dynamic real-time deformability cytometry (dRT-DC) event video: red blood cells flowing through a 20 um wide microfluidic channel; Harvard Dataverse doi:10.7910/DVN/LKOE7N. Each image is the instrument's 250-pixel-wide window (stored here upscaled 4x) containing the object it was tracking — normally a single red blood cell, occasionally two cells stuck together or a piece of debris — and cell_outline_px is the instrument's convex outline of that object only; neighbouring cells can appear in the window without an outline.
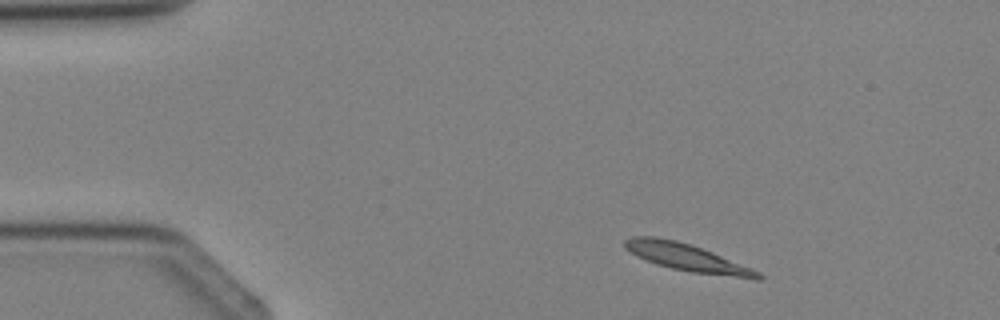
{"species": "Egyptian fruit bat (a non-hibernating species)", "species_latin": "Rousettus aegyptiacus", "temperature_condition": "cold", "stored_images_in_passage": 2, "camera_frame_rate_fps": 3000, "um_per_image_px": 0.085, "animal": {"sex": "female"}, "frame": {"image": 1, "passage_image": 1, "time_ms": 0.0, "image_size_px": [1000, 320], "cell_outline_px": [[764, 276], [760, 280], [756, 280], [692, 272], [672, 268], [656, 264], [636, 256], [624, 248], [624, 240], [632, 236], [656, 236], [676, 240], [712, 252], [752, 268], [760, 272]], "centroid_in_image_um": [58.41, 21.89], "position_along_channel_um": 26.6, "area_um2": 21.21}}